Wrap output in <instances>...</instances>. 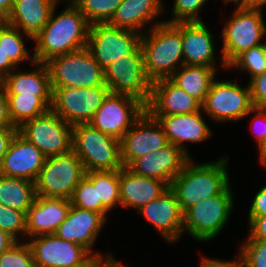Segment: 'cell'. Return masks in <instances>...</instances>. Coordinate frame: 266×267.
Wrapping results in <instances>:
<instances>
[{"label":"cell","instance_id":"1","mask_svg":"<svg viewBox=\"0 0 266 267\" xmlns=\"http://www.w3.org/2000/svg\"><path fill=\"white\" fill-rule=\"evenodd\" d=\"M60 14L53 8L48 23L33 38L35 62L46 63L51 58L83 49L87 45L90 24L80 10L68 0Z\"/></svg>","mask_w":266,"mask_h":267},{"label":"cell","instance_id":"2","mask_svg":"<svg viewBox=\"0 0 266 267\" xmlns=\"http://www.w3.org/2000/svg\"><path fill=\"white\" fill-rule=\"evenodd\" d=\"M153 23L149 30H145L140 42L145 73L152 83L161 79H169L184 65L182 22L171 24L156 21Z\"/></svg>","mask_w":266,"mask_h":267},{"label":"cell","instance_id":"3","mask_svg":"<svg viewBox=\"0 0 266 267\" xmlns=\"http://www.w3.org/2000/svg\"><path fill=\"white\" fill-rule=\"evenodd\" d=\"M228 160L223 156L217 161L198 164L191 158L185 164L170 184L182 212L202 199L220 194L230 184Z\"/></svg>","mask_w":266,"mask_h":267},{"label":"cell","instance_id":"4","mask_svg":"<svg viewBox=\"0 0 266 267\" xmlns=\"http://www.w3.org/2000/svg\"><path fill=\"white\" fill-rule=\"evenodd\" d=\"M72 151L86 172L116 171L123 168L121 142L89 123L72 126Z\"/></svg>","mask_w":266,"mask_h":267},{"label":"cell","instance_id":"5","mask_svg":"<svg viewBox=\"0 0 266 267\" xmlns=\"http://www.w3.org/2000/svg\"><path fill=\"white\" fill-rule=\"evenodd\" d=\"M234 8L221 34L223 46L220 67L226 69L244 51L263 44L260 40L266 34L261 8Z\"/></svg>","mask_w":266,"mask_h":267},{"label":"cell","instance_id":"6","mask_svg":"<svg viewBox=\"0 0 266 267\" xmlns=\"http://www.w3.org/2000/svg\"><path fill=\"white\" fill-rule=\"evenodd\" d=\"M233 192L230 184L220 193L205 198L183 212V232L193 239L208 242L226 227L233 211Z\"/></svg>","mask_w":266,"mask_h":267},{"label":"cell","instance_id":"7","mask_svg":"<svg viewBox=\"0 0 266 267\" xmlns=\"http://www.w3.org/2000/svg\"><path fill=\"white\" fill-rule=\"evenodd\" d=\"M51 87L90 88L105 84V72L89 50L59 55L46 62Z\"/></svg>","mask_w":266,"mask_h":267},{"label":"cell","instance_id":"8","mask_svg":"<svg viewBox=\"0 0 266 267\" xmlns=\"http://www.w3.org/2000/svg\"><path fill=\"white\" fill-rule=\"evenodd\" d=\"M85 173L82 161L72 150L47 157L35 182L36 196L70 200Z\"/></svg>","mask_w":266,"mask_h":267},{"label":"cell","instance_id":"9","mask_svg":"<svg viewBox=\"0 0 266 267\" xmlns=\"http://www.w3.org/2000/svg\"><path fill=\"white\" fill-rule=\"evenodd\" d=\"M105 85L110 93L133 97L148 105L152 82L144 68V57L139 45L131 54L113 61L105 70Z\"/></svg>","mask_w":266,"mask_h":267},{"label":"cell","instance_id":"10","mask_svg":"<svg viewBox=\"0 0 266 267\" xmlns=\"http://www.w3.org/2000/svg\"><path fill=\"white\" fill-rule=\"evenodd\" d=\"M51 110L70 125L89 123L110 93L104 84L90 88L52 87Z\"/></svg>","mask_w":266,"mask_h":267},{"label":"cell","instance_id":"11","mask_svg":"<svg viewBox=\"0 0 266 267\" xmlns=\"http://www.w3.org/2000/svg\"><path fill=\"white\" fill-rule=\"evenodd\" d=\"M233 81H217L212 85L202 104L203 113L214 122L237 121L250 115L254 108L251 101L250 86H240Z\"/></svg>","mask_w":266,"mask_h":267},{"label":"cell","instance_id":"12","mask_svg":"<svg viewBox=\"0 0 266 267\" xmlns=\"http://www.w3.org/2000/svg\"><path fill=\"white\" fill-rule=\"evenodd\" d=\"M142 34L129 29L96 23L89 27L86 48L105 70L113 61L131 54L141 42Z\"/></svg>","mask_w":266,"mask_h":267},{"label":"cell","instance_id":"13","mask_svg":"<svg viewBox=\"0 0 266 267\" xmlns=\"http://www.w3.org/2000/svg\"><path fill=\"white\" fill-rule=\"evenodd\" d=\"M18 132L46 157L63 155L72 150V125L51 109L18 128Z\"/></svg>","mask_w":266,"mask_h":267},{"label":"cell","instance_id":"14","mask_svg":"<svg viewBox=\"0 0 266 267\" xmlns=\"http://www.w3.org/2000/svg\"><path fill=\"white\" fill-rule=\"evenodd\" d=\"M145 111L146 106L139 100L127 95L109 93L89 124L121 140Z\"/></svg>","mask_w":266,"mask_h":267},{"label":"cell","instance_id":"15","mask_svg":"<svg viewBox=\"0 0 266 267\" xmlns=\"http://www.w3.org/2000/svg\"><path fill=\"white\" fill-rule=\"evenodd\" d=\"M120 142L124 167H128L138 157L161 149L169 143L162 124L147 111L131 126Z\"/></svg>","mask_w":266,"mask_h":267},{"label":"cell","instance_id":"16","mask_svg":"<svg viewBox=\"0 0 266 267\" xmlns=\"http://www.w3.org/2000/svg\"><path fill=\"white\" fill-rule=\"evenodd\" d=\"M27 243L35 267H75L91 255L83 246L60 239L55 234L35 236Z\"/></svg>","mask_w":266,"mask_h":267},{"label":"cell","instance_id":"17","mask_svg":"<svg viewBox=\"0 0 266 267\" xmlns=\"http://www.w3.org/2000/svg\"><path fill=\"white\" fill-rule=\"evenodd\" d=\"M190 159L185 152L169 142L161 149L138 157L127 168L134 174L162 180L170 186Z\"/></svg>","mask_w":266,"mask_h":267},{"label":"cell","instance_id":"18","mask_svg":"<svg viewBox=\"0 0 266 267\" xmlns=\"http://www.w3.org/2000/svg\"><path fill=\"white\" fill-rule=\"evenodd\" d=\"M46 156L18 131L12 138L0 166V174L36 182Z\"/></svg>","mask_w":266,"mask_h":267},{"label":"cell","instance_id":"19","mask_svg":"<svg viewBox=\"0 0 266 267\" xmlns=\"http://www.w3.org/2000/svg\"><path fill=\"white\" fill-rule=\"evenodd\" d=\"M138 211L157 229L164 240L173 243L183 235V212L175 193L170 188Z\"/></svg>","mask_w":266,"mask_h":267},{"label":"cell","instance_id":"20","mask_svg":"<svg viewBox=\"0 0 266 267\" xmlns=\"http://www.w3.org/2000/svg\"><path fill=\"white\" fill-rule=\"evenodd\" d=\"M202 110V104L170 79L152 83L146 111L151 116L182 115Z\"/></svg>","mask_w":266,"mask_h":267},{"label":"cell","instance_id":"21","mask_svg":"<svg viewBox=\"0 0 266 267\" xmlns=\"http://www.w3.org/2000/svg\"><path fill=\"white\" fill-rule=\"evenodd\" d=\"M105 222L106 218L101 213L81 209L71 204L66 219L54 234L60 239L83 246L93 254L92 247Z\"/></svg>","mask_w":266,"mask_h":267},{"label":"cell","instance_id":"22","mask_svg":"<svg viewBox=\"0 0 266 267\" xmlns=\"http://www.w3.org/2000/svg\"><path fill=\"white\" fill-rule=\"evenodd\" d=\"M70 207L69 199L36 196L26 214L25 240L39 235L54 234L66 219Z\"/></svg>","mask_w":266,"mask_h":267},{"label":"cell","instance_id":"23","mask_svg":"<svg viewBox=\"0 0 266 267\" xmlns=\"http://www.w3.org/2000/svg\"><path fill=\"white\" fill-rule=\"evenodd\" d=\"M202 110L190 114L152 116L163 126L168 142L180 148L188 154L186 142L200 143L209 139L213 132L208 124L203 120Z\"/></svg>","mask_w":266,"mask_h":267},{"label":"cell","instance_id":"24","mask_svg":"<svg viewBox=\"0 0 266 267\" xmlns=\"http://www.w3.org/2000/svg\"><path fill=\"white\" fill-rule=\"evenodd\" d=\"M214 35L202 22H182V53L184 65L216 68Z\"/></svg>","mask_w":266,"mask_h":267},{"label":"cell","instance_id":"25","mask_svg":"<svg viewBox=\"0 0 266 267\" xmlns=\"http://www.w3.org/2000/svg\"><path fill=\"white\" fill-rule=\"evenodd\" d=\"M169 188L166 182L134 174L127 167L119 170L120 205L124 208L138 210Z\"/></svg>","mask_w":266,"mask_h":267},{"label":"cell","instance_id":"26","mask_svg":"<svg viewBox=\"0 0 266 267\" xmlns=\"http://www.w3.org/2000/svg\"><path fill=\"white\" fill-rule=\"evenodd\" d=\"M163 0H122L109 24L144 34L147 24L165 11ZM145 27V28H144ZM143 28V29H142Z\"/></svg>","mask_w":266,"mask_h":267},{"label":"cell","instance_id":"27","mask_svg":"<svg viewBox=\"0 0 266 267\" xmlns=\"http://www.w3.org/2000/svg\"><path fill=\"white\" fill-rule=\"evenodd\" d=\"M32 71L12 70L2 79L6 95L52 96L50 73L46 63L34 62Z\"/></svg>","mask_w":266,"mask_h":267},{"label":"cell","instance_id":"28","mask_svg":"<svg viewBox=\"0 0 266 267\" xmlns=\"http://www.w3.org/2000/svg\"><path fill=\"white\" fill-rule=\"evenodd\" d=\"M59 0H22L9 15V25L34 38L48 23Z\"/></svg>","mask_w":266,"mask_h":267},{"label":"cell","instance_id":"29","mask_svg":"<svg viewBox=\"0 0 266 267\" xmlns=\"http://www.w3.org/2000/svg\"><path fill=\"white\" fill-rule=\"evenodd\" d=\"M217 69L210 66L183 65L169 78L179 88L203 104L216 79Z\"/></svg>","mask_w":266,"mask_h":267},{"label":"cell","instance_id":"30","mask_svg":"<svg viewBox=\"0 0 266 267\" xmlns=\"http://www.w3.org/2000/svg\"><path fill=\"white\" fill-rule=\"evenodd\" d=\"M35 197V182L22 178L7 177L0 174L1 204L27 214Z\"/></svg>","mask_w":266,"mask_h":267},{"label":"cell","instance_id":"31","mask_svg":"<svg viewBox=\"0 0 266 267\" xmlns=\"http://www.w3.org/2000/svg\"><path fill=\"white\" fill-rule=\"evenodd\" d=\"M8 113L17 129L25 122L47 113L51 109L52 96L7 95Z\"/></svg>","mask_w":266,"mask_h":267},{"label":"cell","instance_id":"32","mask_svg":"<svg viewBox=\"0 0 266 267\" xmlns=\"http://www.w3.org/2000/svg\"><path fill=\"white\" fill-rule=\"evenodd\" d=\"M85 175L97 186L98 200L109 212L120 205L119 170L92 171Z\"/></svg>","mask_w":266,"mask_h":267},{"label":"cell","instance_id":"33","mask_svg":"<svg viewBox=\"0 0 266 267\" xmlns=\"http://www.w3.org/2000/svg\"><path fill=\"white\" fill-rule=\"evenodd\" d=\"M26 36L30 40L33 38L23 33L18 28L7 25L0 28V46L5 52V56L18 68L22 61L30 60L31 64L35 62L34 55H30L22 37ZM20 62V63H19Z\"/></svg>","mask_w":266,"mask_h":267},{"label":"cell","instance_id":"34","mask_svg":"<svg viewBox=\"0 0 266 267\" xmlns=\"http://www.w3.org/2000/svg\"><path fill=\"white\" fill-rule=\"evenodd\" d=\"M90 25L109 23L122 0H70Z\"/></svg>","mask_w":266,"mask_h":267},{"label":"cell","instance_id":"35","mask_svg":"<svg viewBox=\"0 0 266 267\" xmlns=\"http://www.w3.org/2000/svg\"><path fill=\"white\" fill-rule=\"evenodd\" d=\"M71 204L81 209L101 213L106 219L109 211L98 200L97 186L85 175L79 184L75 187Z\"/></svg>","mask_w":266,"mask_h":267},{"label":"cell","instance_id":"36","mask_svg":"<svg viewBox=\"0 0 266 267\" xmlns=\"http://www.w3.org/2000/svg\"><path fill=\"white\" fill-rule=\"evenodd\" d=\"M238 69L249 73L250 80L262 74L266 70V51L264 45L250 48L240 54L229 66L228 69Z\"/></svg>","mask_w":266,"mask_h":267},{"label":"cell","instance_id":"37","mask_svg":"<svg viewBox=\"0 0 266 267\" xmlns=\"http://www.w3.org/2000/svg\"><path fill=\"white\" fill-rule=\"evenodd\" d=\"M0 267H35L29 244L17 241L0 255Z\"/></svg>","mask_w":266,"mask_h":267},{"label":"cell","instance_id":"38","mask_svg":"<svg viewBox=\"0 0 266 267\" xmlns=\"http://www.w3.org/2000/svg\"><path fill=\"white\" fill-rule=\"evenodd\" d=\"M0 229L19 241L18 234L26 236V213L0 203Z\"/></svg>","mask_w":266,"mask_h":267},{"label":"cell","instance_id":"39","mask_svg":"<svg viewBox=\"0 0 266 267\" xmlns=\"http://www.w3.org/2000/svg\"><path fill=\"white\" fill-rule=\"evenodd\" d=\"M207 0H175L172 7L173 17L166 20V23H180V22H202L199 16L200 9ZM199 13V14H198Z\"/></svg>","mask_w":266,"mask_h":267},{"label":"cell","instance_id":"40","mask_svg":"<svg viewBox=\"0 0 266 267\" xmlns=\"http://www.w3.org/2000/svg\"><path fill=\"white\" fill-rule=\"evenodd\" d=\"M239 250L243 267H266V239H247Z\"/></svg>","mask_w":266,"mask_h":267},{"label":"cell","instance_id":"41","mask_svg":"<svg viewBox=\"0 0 266 267\" xmlns=\"http://www.w3.org/2000/svg\"><path fill=\"white\" fill-rule=\"evenodd\" d=\"M248 84L253 107L266 109V70L249 80Z\"/></svg>","mask_w":266,"mask_h":267},{"label":"cell","instance_id":"42","mask_svg":"<svg viewBox=\"0 0 266 267\" xmlns=\"http://www.w3.org/2000/svg\"><path fill=\"white\" fill-rule=\"evenodd\" d=\"M250 234L247 239H266V215L248 216Z\"/></svg>","mask_w":266,"mask_h":267},{"label":"cell","instance_id":"43","mask_svg":"<svg viewBox=\"0 0 266 267\" xmlns=\"http://www.w3.org/2000/svg\"><path fill=\"white\" fill-rule=\"evenodd\" d=\"M250 114L255 115L254 118L252 119L254 123L252 127H254L255 129L259 128V130L257 129V131L255 130L256 132H254L255 133L254 137L257 141L256 143L257 145H259L262 142V140L266 137V109L253 108L250 111ZM257 125H259L261 128L259 126L257 127Z\"/></svg>","mask_w":266,"mask_h":267},{"label":"cell","instance_id":"44","mask_svg":"<svg viewBox=\"0 0 266 267\" xmlns=\"http://www.w3.org/2000/svg\"><path fill=\"white\" fill-rule=\"evenodd\" d=\"M266 215V186L261 188L254 196L249 208V216Z\"/></svg>","mask_w":266,"mask_h":267},{"label":"cell","instance_id":"45","mask_svg":"<svg viewBox=\"0 0 266 267\" xmlns=\"http://www.w3.org/2000/svg\"><path fill=\"white\" fill-rule=\"evenodd\" d=\"M199 267H243V262L240 252L238 254V259L232 261H224L223 259L221 260L203 256Z\"/></svg>","mask_w":266,"mask_h":267},{"label":"cell","instance_id":"46","mask_svg":"<svg viewBox=\"0 0 266 267\" xmlns=\"http://www.w3.org/2000/svg\"><path fill=\"white\" fill-rule=\"evenodd\" d=\"M18 129L16 127H1L0 128V166L5 156L8 146L17 133Z\"/></svg>","mask_w":266,"mask_h":267},{"label":"cell","instance_id":"47","mask_svg":"<svg viewBox=\"0 0 266 267\" xmlns=\"http://www.w3.org/2000/svg\"><path fill=\"white\" fill-rule=\"evenodd\" d=\"M14 127L8 113V99L3 87H0V128Z\"/></svg>","mask_w":266,"mask_h":267},{"label":"cell","instance_id":"48","mask_svg":"<svg viewBox=\"0 0 266 267\" xmlns=\"http://www.w3.org/2000/svg\"><path fill=\"white\" fill-rule=\"evenodd\" d=\"M112 254L109 253L106 257L101 255V252H94L91 254L86 260H84L81 264L75 267H102L110 258Z\"/></svg>","mask_w":266,"mask_h":267},{"label":"cell","instance_id":"49","mask_svg":"<svg viewBox=\"0 0 266 267\" xmlns=\"http://www.w3.org/2000/svg\"><path fill=\"white\" fill-rule=\"evenodd\" d=\"M17 68L8 57L5 56V52L0 46V78L6 77L12 70Z\"/></svg>","mask_w":266,"mask_h":267},{"label":"cell","instance_id":"50","mask_svg":"<svg viewBox=\"0 0 266 267\" xmlns=\"http://www.w3.org/2000/svg\"><path fill=\"white\" fill-rule=\"evenodd\" d=\"M17 240L7 232L0 229V255L9 249Z\"/></svg>","mask_w":266,"mask_h":267},{"label":"cell","instance_id":"51","mask_svg":"<svg viewBox=\"0 0 266 267\" xmlns=\"http://www.w3.org/2000/svg\"><path fill=\"white\" fill-rule=\"evenodd\" d=\"M259 149V161L261 164L266 163V137L262 140V142L258 145Z\"/></svg>","mask_w":266,"mask_h":267},{"label":"cell","instance_id":"52","mask_svg":"<svg viewBox=\"0 0 266 267\" xmlns=\"http://www.w3.org/2000/svg\"><path fill=\"white\" fill-rule=\"evenodd\" d=\"M13 0H0V8L9 16L13 10Z\"/></svg>","mask_w":266,"mask_h":267},{"label":"cell","instance_id":"53","mask_svg":"<svg viewBox=\"0 0 266 267\" xmlns=\"http://www.w3.org/2000/svg\"><path fill=\"white\" fill-rule=\"evenodd\" d=\"M231 2H234L235 6L237 7L252 8V0H225L223 1V4L225 5V3Z\"/></svg>","mask_w":266,"mask_h":267},{"label":"cell","instance_id":"54","mask_svg":"<svg viewBox=\"0 0 266 267\" xmlns=\"http://www.w3.org/2000/svg\"><path fill=\"white\" fill-rule=\"evenodd\" d=\"M9 24V16L0 8V28Z\"/></svg>","mask_w":266,"mask_h":267},{"label":"cell","instance_id":"55","mask_svg":"<svg viewBox=\"0 0 266 267\" xmlns=\"http://www.w3.org/2000/svg\"><path fill=\"white\" fill-rule=\"evenodd\" d=\"M102 267H123V265L112 256Z\"/></svg>","mask_w":266,"mask_h":267},{"label":"cell","instance_id":"56","mask_svg":"<svg viewBox=\"0 0 266 267\" xmlns=\"http://www.w3.org/2000/svg\"><path fill=\"white\" fill-rule=\"evenodd\" d=\"M266 5V0H252V8H261Z\"/></svg>","mask_w":266,"mask_h":267},{"label":"cell","instance_id":"57","mask_svg":"<svg viewBox=\"0 0 266 267\" xmlns=\"http://www.w3.org/2000/svg\"><path fill=\"white\" fill-rule=\"evenodd\" d=\"M22 0H13V5L15 6L18 2H21Z\"/></svg>","mask_w":266,"mask_h":267},{"label":"cell","instance_id":"58","mask_svg":"<svg viewBox=\"0 0 266 267\" xmlns=\"http://www.w3.org/2000/svg\"><path fill=\"white\" fill-rule=\"evenodd\" d=\"M264 45V48H265V51H266V39H265V42L263 43Z\"/></svg>","mask_w":266,"mask_h":267},{"label":"cell","instance_id":"59","mask_svg":"<svg viewBox=\"0 0 266 267\" xmlns=\"http://www.w3.org/2000/svg\"><path fill=\"white\" fill-rule=\"evenodd\" d=\"M261 165H263V167H264V168H266V163H264V164H261ZM265 186H266V184H265Z\"/></svg>","mask_w":266,"mask_h":267}]
</instances>
